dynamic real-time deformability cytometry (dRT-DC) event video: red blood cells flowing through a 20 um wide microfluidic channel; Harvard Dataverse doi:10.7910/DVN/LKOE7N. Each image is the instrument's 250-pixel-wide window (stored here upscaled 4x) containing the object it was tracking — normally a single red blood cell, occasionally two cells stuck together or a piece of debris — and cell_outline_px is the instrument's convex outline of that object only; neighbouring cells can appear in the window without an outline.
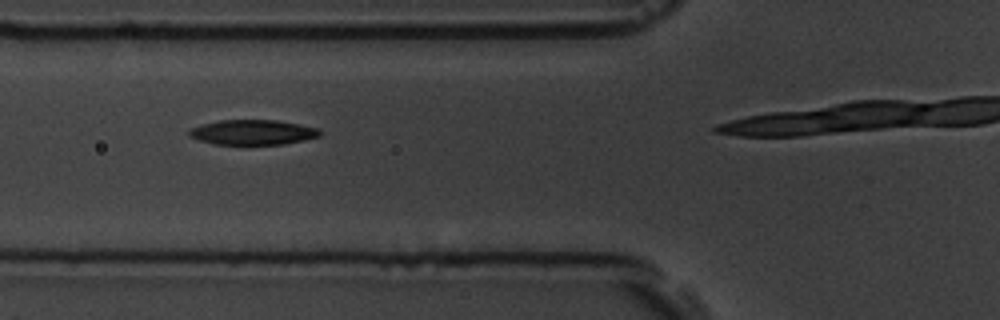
{"species": "common noctule bat (a hibernating species)", "species_latin": "Nyctalus noctula", "temperature_condition": "room temperature", "stored_images_in_passage": 5, "camera_frame_rate_fps": 3000, "um_per_image_px": 0.085, "animal": {"sex": "male", "body_mass_g": 19.5, "forearm_length_mm": 54.6}, "frame": {"image": 1, "passage_image": 4, "time_ms": 3.667, "image_size_px": [1000, 320], "cell_outline_px": [[320, 136], [304, 140], [284, 144], [216, 144], [200, 140], [188, 136], [188, 132], [192, 128], [204, 124], [220, 120], [276, 120], [320, 128]], "centroid_in_image_um": [21.51, 11.24], "position_along_channel_um": 104.3, "area_um2": 18.84}}